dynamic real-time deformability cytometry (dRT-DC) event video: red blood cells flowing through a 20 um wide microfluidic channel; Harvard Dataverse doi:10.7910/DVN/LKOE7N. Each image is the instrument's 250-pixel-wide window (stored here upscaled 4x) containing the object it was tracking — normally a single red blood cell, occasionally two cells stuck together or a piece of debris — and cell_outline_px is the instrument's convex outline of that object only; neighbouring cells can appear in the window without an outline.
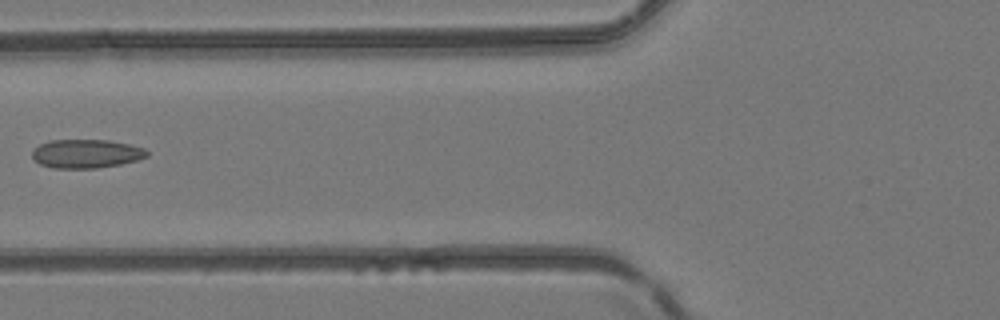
{"species": "common noctule bat (a hibernating species)", "species_latin": "Nyctalus noctula", "temperature_condition": "room temperature", "stored_images_in_passage": 6, "camera_frame_rate_fps": 3000, "um_per_image_px": 0.085, "animal": {"sex": "female", "body_mass_g": 24.6, "forearm_length_mm": 56.2}, "frame": {"image": 1, "passage_image": 6, "time_ms": 7.333, "image_size_px": [1000, 320], "cell_outline_px": [[148, 156], [136, 160], [120, 164], [96, 168], [52, 168], [40, 164], [32, 156], [32, 152], [40, 144], [48, 140], [108, 140], [128, 144], [144, 148], [148, 152]], "centroid_in_image_um": [7.32, 13.06], "position_along_channel_um": 118.5, "area_um2": 19.07}}